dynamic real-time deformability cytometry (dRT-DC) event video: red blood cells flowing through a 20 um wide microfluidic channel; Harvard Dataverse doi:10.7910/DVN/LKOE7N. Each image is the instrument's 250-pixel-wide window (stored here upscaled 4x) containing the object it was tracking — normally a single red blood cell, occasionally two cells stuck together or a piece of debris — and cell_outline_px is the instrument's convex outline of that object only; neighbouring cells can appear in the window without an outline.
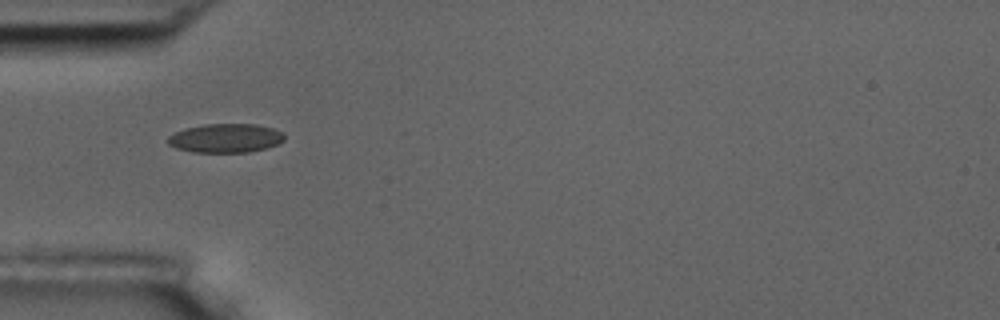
{"species": "common noctule bat (a hibernating species)", "species_latin": "Nyctalus noctula", "temperature_condition": "room temperature", "stored_images_in_passage": 11, "camera_frame_rate_fps": 3000, "um_per_image_px": 0.085, "animal": {"sex": "male", "body_mass_g": 17.5, "forearm_length_mm": 52.3}, "frame": {"image": 1, "passage_image": 5, "time_ms": 5.667, "image_size_px": [1000, 320], "cell_outline_px": [[284, 140], [276, 144], [264, 148], [248, 152], [192, 152], [176, 148], [168, 144], [168, 136], [184, 128], [204, 124], [256, 124], [272, 128], [284, 132]], "centroid_in_image_um": [19.16, 11.73], "position_along_channel_um": 65.8, "area_um2": 19.59}}
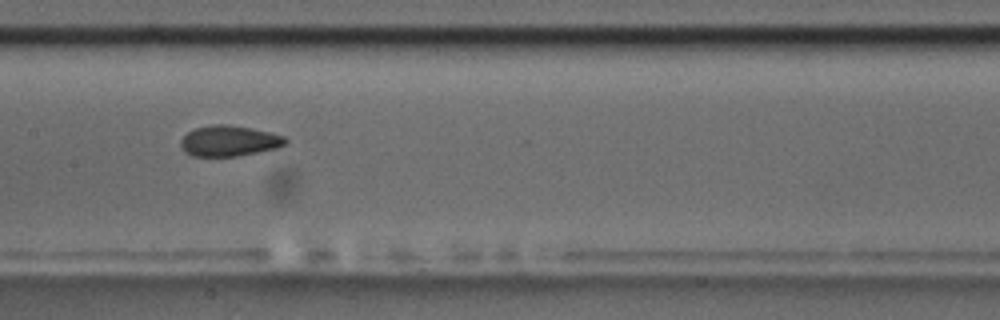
{"frame": {"image": 2, "passage_image": 8, "time_ms": 9.0, "image_size_px": [1000, 320], "cell_outline_px": [[288, 140], [284, 144], [276, 148], [236, 156], [192, 156], [184, 152], [180, 144], [180, 140], [188, 132], [196, 128], [212, 124], [228, 124], [252, 128], [284, 136]], "centroid_in_image_um": [19.44, 11.97], "position_along_channel_um": 188.0, "area_um2": 18.61}}
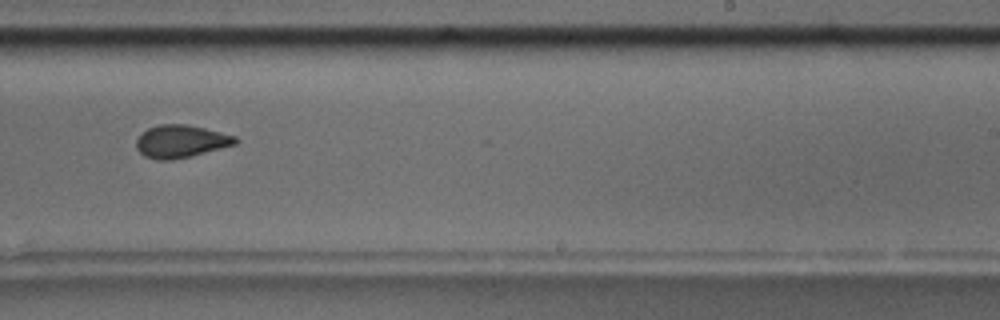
{"frame": {"image": 3, "passage_image": 10, "time_ms": 11.333, "image_size_px": [1000, 320], "cell_outline_px": [[240, 140], [236, 144], [192, 156], [172, 160], [156, 160], [144, 156], [136, 148], [136, 140], [148, 128], [160, 124], [188, 124], [236, 136]], "centroid_in_image_um": [15.39, 12.02], "position_along_channel_um": 273.6, "area_um2": 18.9}}